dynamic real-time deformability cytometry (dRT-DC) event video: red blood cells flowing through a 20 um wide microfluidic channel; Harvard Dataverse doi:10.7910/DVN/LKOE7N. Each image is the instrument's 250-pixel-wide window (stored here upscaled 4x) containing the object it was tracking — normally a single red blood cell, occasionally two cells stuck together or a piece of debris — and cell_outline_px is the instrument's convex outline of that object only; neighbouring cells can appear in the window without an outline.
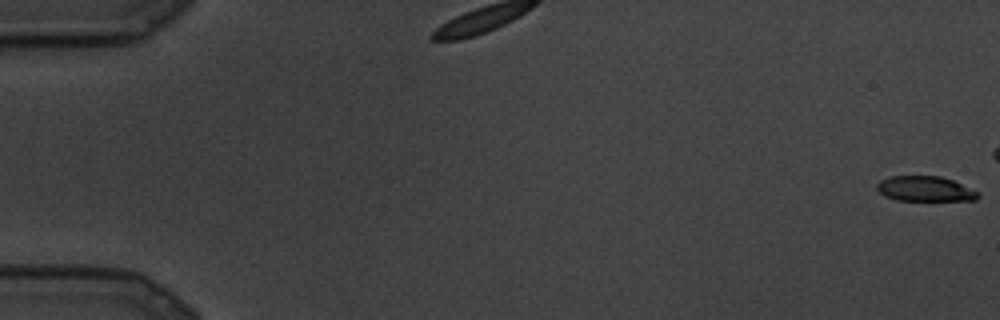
{"species": "common noctule bat (a hibernating species)", "species_latin": "Nyctalus noctula", "temperature_condition": "cold", "stored_images_in_passage": 83, "camera_frame_rate_fps": 3000, "um_per_image_px": 0.085, "animal": {"sex": "male", "body_mass_g": 19.5, "forearm_length_mm": 54.6}, "frame": {"image": 1, "passage_image": 1, "time_ms": 0.0, "image_size_px": [1000, 320], "cell_outline_px": [[980, 196], [976, 200], [896, 200], [884, 196], [876, 188], [876, 184], [880, 180], [888, 176], [940, 176], [952, 180], [980, 192]], "centroid_in_image_um": [78.62, 16.05], "position_along_channel_um": 6.4, "area_um2": 14.85}}
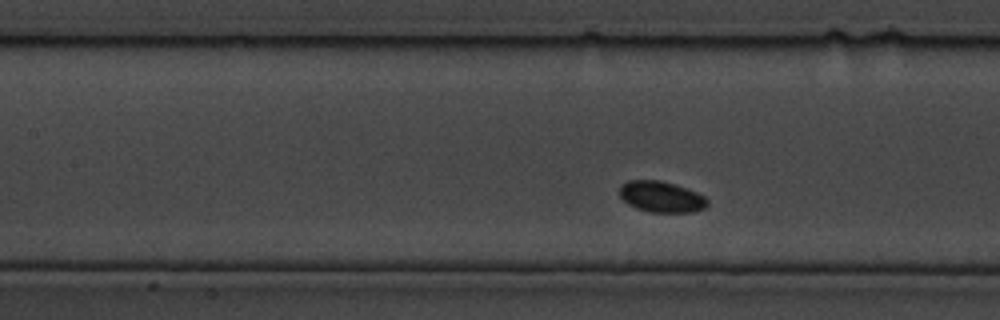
{"frame": {"image": 2, "passage_image": 31, "time_ms": 10.0, "image_size_px": [1000, 320], "cell_outline_px": [[708, 204], [704, 208], [692, 212], [648, 212], [636, 208], [628, 204], [620, 196], [620, 184], [628, 180], [660, 180], [676, 184], [696, 192], [704, 196], [708, 200]], "centroid_in_image_um": [56.2, 16.72], "position_along_channel_um": 151.2, "area_um2": 15.95}}
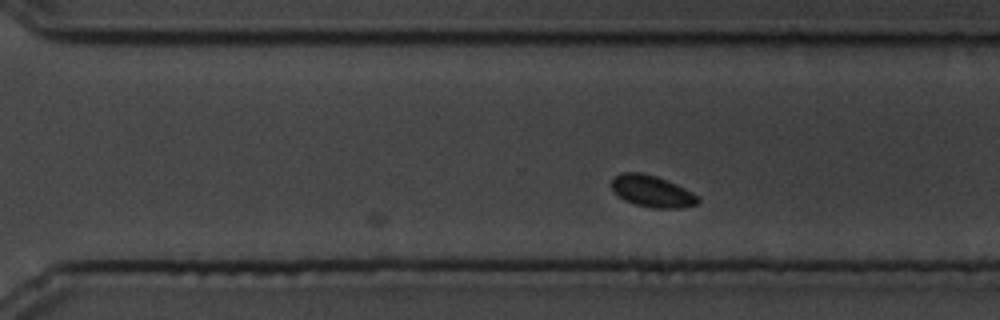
{"frame": {"image": 3, "passage_image": 54, "time_ms": 17.667, "image_size_px": [1000, 320], "cell_outline_px": [[700, 200], [696, 204], [680, 208], [652, 208], [636, 204], [624, 200], [612, 188], [612, 176], [620, 172], [640, 172], [656, 176], [676, 184], [700, 196]], "centroid_in_image_um": [55.43, 16.24], "position_along_channel_um": 315.2, "area_um2": 15.9}}